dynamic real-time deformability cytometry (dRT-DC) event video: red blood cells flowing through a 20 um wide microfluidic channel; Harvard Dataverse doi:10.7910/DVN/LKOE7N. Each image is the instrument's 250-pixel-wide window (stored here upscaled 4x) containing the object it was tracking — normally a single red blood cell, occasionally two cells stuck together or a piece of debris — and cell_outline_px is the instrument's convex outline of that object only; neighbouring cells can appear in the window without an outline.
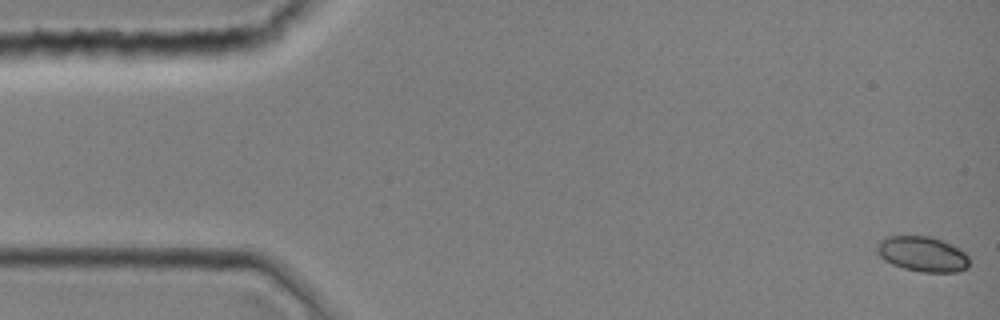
{"species": "common noctule bat (a hibernating species)", "species_latin": "Nyctalus noctula", "temperature_condition": "room temperature", "stored_images_in_passage": 10, "camera_frame_rate_fps": 3000, "um_per_image_px": 0.085, "animal": {"sex": "female", "body_mass_g": 19.0, "forearm_length_mm": 51.5}, "frame": {"image": 1, "passage_image": 1, "time_ms": 0.0, "image_size_px": [1000, 320], "cell_outline_px": [[968, 268], [956, 272], [920, 272], [904, 268], [892, 264], [884, 260], [876, 252], [876, 244], [884, 236], [932, 236], [944, 240], [964, 252], [968, 256]], "centroid_in_image_um": [78.38, 21.58], "position_along_channel_um": 6.6, "area_um2": 19.13}}
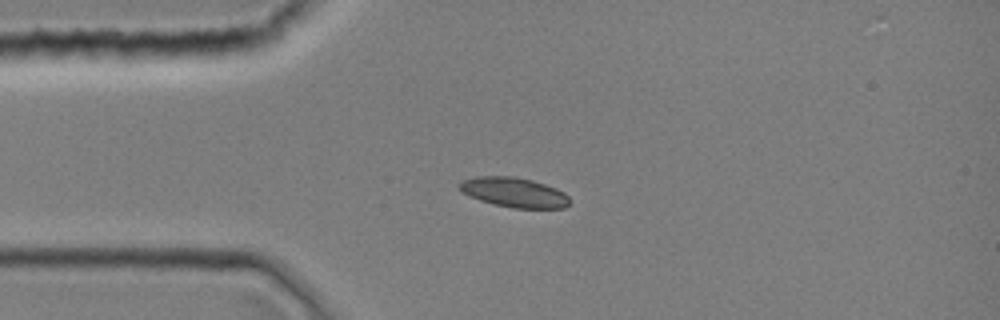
{"frame": {"image": 2, "passage_image": 10, "time_ms": 3.0, "image_size_px": [1000, 320], "cell_outline_px": [[568, 204], [564, 208], [512, 208], [480, 200], [468, 196], [460, 192], [460, 184], [464, 180], [476, 176], [516, 176], [532, 180], [556, 188], [564, 192], [568, 196]], "centroid_in_image_um": [43.69, 16.34], "position_along_channel_um": 41.3, "area_um2": 19.02}}